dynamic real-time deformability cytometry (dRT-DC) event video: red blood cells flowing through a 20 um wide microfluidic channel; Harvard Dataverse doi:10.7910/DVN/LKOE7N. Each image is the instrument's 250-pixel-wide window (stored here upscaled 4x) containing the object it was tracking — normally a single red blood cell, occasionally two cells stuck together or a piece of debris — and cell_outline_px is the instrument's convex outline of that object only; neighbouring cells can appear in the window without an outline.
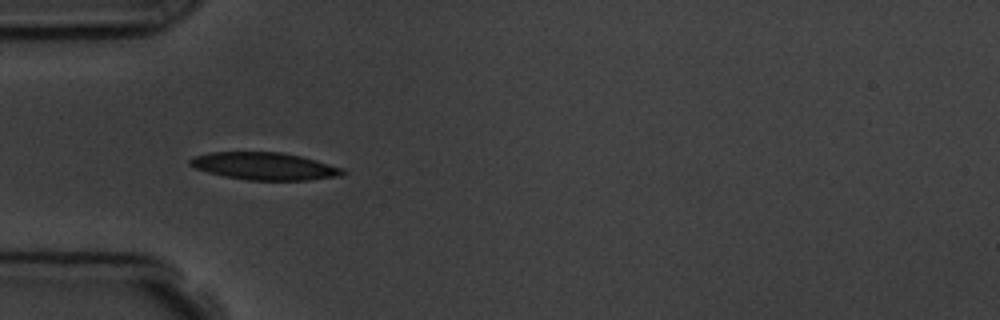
{"species": "common noctule bat (a hibernating species)", "species_latin": "Nyctalus noctula", "temperature_condition": "room temperature", "stored_images_in_passage": 6, "camera_frame_rate_fps": 3000, "um_per_image_px": 0.085, "animal": {"sex": "male", "body_mass_g": 19.5, "forearm_length_mm": 54.6}, "frame": {"image": 1, "passage_image": 5, "time_ms": 4.667, "image_size_px": [1000, 320], "cell_outline_px": [[348, 172], [340, 176], [308, 180], [248, 180], [224, 176], [208, 172], [196, 168], [188, 164], [188, 160], [192, 156], [208, 152], [280, 152], [300, 156], [316, 160], [344, 168]], "centroid_in_image_um": [22.48, 14.12], "position_along_channel_um": 62.5, "area_um2": 24.51}}